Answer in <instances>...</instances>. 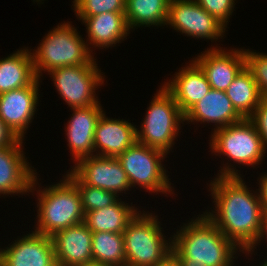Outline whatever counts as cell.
<instances>
[{
  "mask_svg": "<svg viewBox=\"0 0 267 266\" xmlns=\"http://www.w3.org/2000/svg\"><path fill=\"white\" fill-rule=\"evenodd\" d=\"M244 179L211 178L207 185L214 206L211 211L202 212L241 251L249 249L257 240L264 212L258 190H250Z\"/></svg>",
  "mask_w": 267,
  "mask_h": 266,
  "instance_id": "1",
  "label": "cell"
},
{
  "mask_svg": "<svg viewBox=\"0 0 267 266\" xmlns=\"http://www.w3.org/2000/svg\"><path fill=\"white\" fill-rule=\"evenodd\" d=\"M180 226L171 233L172 259L178 266H233L241 256L242 251L204 213Z\"/></svg>",
  "mask_w": 267,
  "mask_h": 266,
  "instance_id": "2",
  "label": "cell"
},
{
  "mask_svg": "<svg viewBox=\"0 0 267 266\" xmlns=\"http://www.w3.org/2000/svg\"><path fill=\"white\" fill-rule=\"evenodd\" d=\"M38 175L36 173L34 176L30 189V193L37 196V224L34 225V231L52 236L57 231L84 222V212L77 187L63 175L59 182L44 188L38 182L40 181Z\"/></svg>",
  "mask_w": 267,
  "mask_h": 266,
  "instance_id": "3",
  "label": "cell"
},
{
  "mask_svg": "<svg viewBox=\"0 0 267 266\" xmlns=\"http://www.w3.org/2000/svg\"><path fill=\"white\" fill-rule=\"evenodd\" d=\"M209 142L211 154L219 158L224 155L228 160L224 164V159H221L223 163L218 174H214L215 177H244L236 166L240 165L238 167L241 168L245 165L255 169L263 163L267 153L255 124L249 118L211 131Z\"/></svg>",
  "mask_w": 267,
  "mask_h": 266,
  "instance_id": "4",
  "label": "cell"
},
{
  "mask_svg": "<svg viewBox=\"0 0 267 266\" xmlns=\"http://www.w3.org/2000/svg\"><path fill=\"white\" fill-rule=\"evenodd\" d=\"M40 41L37 48H30L33 68L39 79L43 78V73L63 66L98 63L86 40L69 21L57 24Z\"/></svg>",
  "mask_w": 267,
  "mask_h": 266,
  "instance_id": "5",
  "label": "cell"
},
{
  "mask_svg": "<svg viewBox=\"0 0 267 266\" xmlns=\"http://www.w3.org/2000/svg\"><path fill=\"white\" fill-rule=\"evenodd\" d=\"M158 217L140 211L124 230L126 266H162L172 258V235L166 238Z\"/></svg>",
  "mask_w": 267,
  "mask_h": 266,
  "instance_id": "6",
  "label": "cell"
},
{
  "mask_svg": "<svg viewBox=\"0 0 267 266\" xmlns=\"http://www.w3.org/2000/svg\"><path fill=\"white\" fill-rule=\"evenodd\" d=\"M153 95L141 126L136 128L137 141L168 155L182 132L185 115L162 84Z\"/></svg>",
  "mask_w": 267,
  "mask_h": 266,
  "instance_id": "7",
  "label": "cell"
},
{
  "mask_svg": "<svg viewBox=\"0 0 267 266\" xmlns=\"http://www.w3.org/2000/svg\"><path fill=\"white\" fill-rule=\"evenodd\" d=\"M165 158L167 154L163 151L138 141L117 157L127 174L131 188L138 186L146 190L145 192L149 191V195L161 193L168 197L170 194L173 198L175 186L172 187L168 170L164 167Z\"/></svg>",
  "mask_w": 267,
  "mask_h": 266,
  "instance_id": "8",
  "label": "cell"
},
{
  "mask_svg": "<svg viewBox=\"0 0 267 266\" xmlns=\"http://www.w3.org/2000/svg\"><path fill=\"white\" fill-rule=\"evenodd\" d=\"M98 67V64L63 66L51 70L48 74L60 95L59 98L62 97L65 104L72 109L100 102L96 91L104 87L106 79Z\"/></svg>",
  "mask_w": 267,
  "mask_h": 266,
  "instance_id": "9",
  "label": "cell"
},
{
  "mask_svg": "<svg viewBox=\"0 0 267 266\" xmlns=\"http://www.w3.org/2000/svg\"><path fill=\"white\" fill-rule=\"evenodd\" d=\"M196 39L222 41L226 27L194 0H170L166 26ZM222 39V40H220Z\"/></svg>",
  "mask_w": 267,
  "mask_h": 266,
  "instance_id": "10",
  "label": "cell"
},
{
  "mask_svg": "<svg viewBox=\"0 0 267 266\" xmlns=\"http://www.w3.org/2000/svg\"><path fill=\"white\" fill-rule=\"evenodd\" d=\"M69 170L83 184L112 191L118 196L128 194V191L132 189L127 174L116 157L98 155L84 157Z\"/></svg>",
  "mask_w": 267,
  "mask_h": 266,
  "instance_id": "11",
  "label": "cell"
},
{
  "mask_svg": "<svg viewBox=\"0 0 267 266\" xmlns=\"http://www.w3.org/2000/svg\"><path fill=\"white\" fill-rule=\"evenodd\" d=\"M41 82L37 78L29 86L0 94V118L19 139H25L37 114Z\"/></svg>",
  "mask_w": 267,
  "mask_h": 266,
  "instance_id": "12",
  "label": "cell"
},
{
  "mask_svg": "<svg viewBox=\"0 0 267 266\" xmlns=\"http://www.w3.org/2000/svg\"><path fill=\"white\" fill-rule=\"evenodd\" d=\"M23 143L20 139L14 145L0 147V197L30 194L37 170L27 160Z\"/></svg>",
  "mask_w": 267,
  "mask_h": 266,
  "instance_id": "13",
  "label": "cell"
},
{
  "mask_svg": "<svg viewBox=\"0 0 267 266\" xmlns=\"http://www.w3.org/2000/svg\"><path fill=\"white\" fill-rule=\"evenodd\" d=\"M211 45L193 59L204 71L212 89L225 91L245 67L244 47L223 48ZM223 48V49H222Z\"/></svg>",
  "mask_w": 267,
  "mask_h": 266,
  "instance_id": "14",
  "label": "cell"
},
{
  "mask_svg": "<svg viewBox=\"0 0 267 266\" xmlns=\"http://www.w3.org/2000/svg\"><path fill=\"white\" fill-rule=\"evenodd\" d=\"M30 232L0 248V266H57L51 236Z\"/></svg>",
  "mask_w": 267,
  "mask_h": 266,
  "instance_id": "15",
  "label": "cell"
},
{
  "mask_svg": "<svg viewBox=\"0 0 267 266\" xmlns=\"http://www.w3.org/2000/svg\"><path fill=\"white\" fill-rule=\"evenodd\" d=\"M71 118L65 125L67 146L75 164L84 157L94 155V131L104 112L101 102L86 107L72 108Z\"/></svg>",
  "mask_w": 267,
  "mask_h": 266,
  "instance_id": "16",
  "label": "cell"
},
{
  "mask_svg": "<svg viewBox=\"0 0 267 266\" xmlns=\"http://www.w3.org/2000/svg\"><path fill=\"white\" fill-rule=\"evenodd\" d=\"M57 266H81L93 262L92 231L84 222L52 236Z\"/></svg>",
  "mask_w": 267,
  "mask_h": 266,
  "instance_id": "17",
  "label": "cell"
},
{
  "mask_svg": "<svg viewBox=\"0 0 267 266\" xmlns=\"http://www.w3.org/2000/svg\"><path fill=\"white\" fill-rule=\"evenodd\" d=\"M189 61L174 73L172 79L162 83L184 115L211 90L204 71L193 59Z\"/></svg>",
  "mask_w": 267,
  "mask_h": 266,
  "instance_id": "18",
  "label": "cell"
},
{
  "mask_svg": "<svg viewBox=\"0 0 267 266\" xmlns=\"http://www.w3.org/2000/svg\"><path fill=\"white\" fill-rule=\"evenodd\" d=\"M136 126L126 119L110 118L104 111L94 131V155L117 158L137 141Z\"/></svg>",
  "mask_w": 267,
  "mask_h": 266,
  "instance_id": "19",
  "label": "cell"
},
{
  "mask_svg": "<svg viewBox=\"0 0 267 266\" xmlns=\"http://www.w3.org/2000/svg\"><path fill=\"white\" fill-rule=\"evenodd\" d=\"M77 19L86 27V42L92 53L96 48L116 47L131 33L125 13L106 12L95 16H78Z\"/></svg>",
  "mask_w": 267,
  "mask_h": 266,
  "instance_id": "20",
  "label": "cell"
},
{
  "mask_svg": "<svg viewBox=\"0 0 267 266\" xmlns=\"http://www.w3.org/2000/svg\"><path fill=\"white\" fill-rule=\"evenodd\" d=\"M244 118L236 111L225 91L212 89L186 114L187 124H213L216 130L242 121Z\"/></svg>",
  "mask_w": 267,
  "mask_h": 266,
  "instance_id": "21",
  "label": "cell"
},
{
  "mask_svg": "<svg viewBox=\"0 0 267 266\" xmlns=\"http://www.w3.org/2000/svg\"><path fill=\"white\" fill-rule=\"evenodd\" d=\"M37 79L29 47L0 59V94L31 85Z\"/></svg>",
  "mask_w": 267,
  "mask_h": 266,
  "instance_id": "22",
  "label": "cell"
},
{
  "mask_svg": "<svg viewBox=\"0 0 267 266\" xmlns=\"http://www.w3.org/2000/svg\"><path fill=\"white\" fill-rule=\"evenodd\" d=\"M141 210L121 198L113 205L84 215V223L92 232L123 233Z\"/></svg>",
  "mask_w": 267,
  "mask_h": 266,
  "instance_id": "23",
  "label": "cell"
},
{
  "mask_svg": "<svg viewBox=\"0 0 267 266\" xmlns=\"http://www.w3.org/2000/svg\"><path fill=\"white\" fill-rule=\"evenodd\" d=\"M170 0H126L125 17L129 29L166 25Z\"/></svg>",
  "mask_w": 267,
  "mask_h": 266,
  "instance_id": "24",
  "label": "cell"
},
{
  "mask_svg": "<svg viewBox=\"0 0 267 266\" xmlns=\"http://www.w3.org/2000/svg\"><path fill=\"white\" fill-rule=\"evenodd\" d=\"M225 93L243 118H250L262 101L255 79L245 67L235 77Z\"/></svg>",
  "mask_w": 267,
  "mask_h": 266,
  "instance_id": "25",
  "label": "cell"
},
{
  "mask_svg": "<svg viewBox=\"0 0 267 266\" xmlns=\"http://www.w3.org/2000/svg\"><path fill=\"white\" fill-rule=\"evenodd\" d=\"M93 262L107 266H126L123 233L92 232Z\"/></svg>",
  "mask_w": 267,
  "mask_h": 266,
  "instance_id": "26",
  "label": "cell"
},
{
  "mask_svg": "<svg viewBox=\"0 0 267 266\" xmlns=\"http://www.w3.org/2000/svg\"><path fill=\"white\" fill-rule=\"evenodd\" d=\"M78 189L84 215L115 204L121 197L112 191L83 184L70 170L65 175Z\"/></svg>",
  "mask_w": 267,
  "mask_h": 266,
  "instance_id": "27",
  "label": "cell"
},
{
  "mask_svg": "<svg viewBox=\"0 0 267 266\" xmlns=\"http://www.w3.org/2000/svg\"><path fill=\"white\" fill-rule=\"evenodd\" d=\"M125 3L126 0H75L72 9L76 17L95 16L106 12L125 13Z\"/></svg>",
  "mask_w": 267,
  "mask_h": 266,
  "instance_id": "28",
  "label": "cell"
},
{
  "mask_svg": "<svg viewBox=\"0 0 267 266\" xmlns=\"http://www.w3.org/2000/svg\"><path fill=\"white\" fill-rule=\"evenodd\" d=\"M245 68L255 79L262 99L267 100V54L244 49Z\"/></svg>",
  "mask_w": 267,
  "mask_h": 266,
  "instance_id": "29",
  "label": "cell"
},
{
  "mask_svg": "<svg viewBox=\"0 0 267 266\" xmlns=\"http://www.w3.org/2000/svg\"><path fill=\"white\" fill-rule=\"evenodd\" d=\"M205 11L215 17L226 28L230 22V18L235 11L236 0H194Z\"/></svg>",
  "mask_w": 267,
  "mask_h": 266,
  "instance_id": "30",
  "label": "cell"
},
{
  "mask_svg": "<svg viewBox=\"0 0 267 266\" xmlns=\"http://www.w3.org/2000/svg\"><path fill=\"white\" fill-rule=\"evenodd\" d=\"M249 119L255 124L261 136L263 147L267 151V100L262 99Z\"/></svg>",
  "mask_w": 267,
  "mask_h": 266,
  "instance_id": "31",
  "label": "cell"
},
{
  "mask_svg": "<svg viewBox=\"0 0 267 266\" xmlns=\"http://www.w3.org/2000/svg\"><path fill=\"white\" fill-rule=\"evenodd\" d=\"M262 241H267V210H264V212H263L261 230H260V233H259L257 240L249 249L242 251V253L245 254V257L250 256L252 258L251 255H253V254L255 256L257 253H255L254 251H255V249L257 250L256 247L258 245H262L261 244Z\"/></svg>",
  "mask_w": 267,
  "mask_h": 266,
  "instance_id": "32",
  "label": "cell"
},
{
  "mask_svg": "<svg viewBox=\"0 0 267 266\" xmlns=\"http://www.w3.org/2000/svg\"><path fill=\"white\" fill-rule=\"evenodd\" d=\"M20 139L0 118V147L16 144Z\"/></svg>",
  "mask_w": 267,
  "mask_h": 266,
  "instance_id": "33",
  "label": "cell"
},
{
  "mask_svg": "<svg viewBox=\"0 0 267 266\" xmlns=\"http://www.w3.org/2000/svg\"><path fill=\"white\" fill-rule=\"evenodd\" d=\"M259 197L264 210H267V173L264 172L257 178Z\"/></svg>",
  "mask_w": 267,
  "mask_h": 266,
  "instance_id": "34",
  "label": "cell"
},
{
  "mask_svg": "<svg viewBox=\"0 0 267 266\" xmlns=\"http://www.w3.org/2000/svg\"><path fill=\"white\" fill-rule=\"evenodd\" d=\"M162 266H178L175 261L171 258L166 264Z\"/></svg>",
  "mask_w": 267,
  "mask_h": 266,
  "instance_id": "35",
  "label": "cell"
},
{
  "mask_svg": "<svg viewBox=\"0 0 267 266\" xmlns=\"http://www.w3.org/2000/svg\"><path fill=\"white\" fill-rule=\"evenodd\" d=\"M81 266H107V265L92 262V263H88V264L81 265Z\"/></svg>",
  "mask_w": 267,
  "mask_h": 266,
  "instance_id": "36",
  "label": "cell"
},
{
  "mask_svg": "<svg viewBox=\"0 0 267 266\" xmlns=\"http://www.w3.org/2000/svg\"><path fill=\"white\" fill-rule=\"evenodd\" d=\"M257 266H267V256H266V259L264 258L263 262L260 263L259 265Z\"/></svg>",
  "mask_w": 267,
  "mask_h": 266,
  "instance_id": "37",
  "label": "cell"
},
{
  "mask_svg": "<svg viewBox=\"0 0 267 266\" xmlns=\"http://www.w3.org/2000/svg\"><path fill=\"white\" fill-rule=\"evenodd\" d=\"M42 1H44V0H33L34 3L37 2V4H39V5L42 3Z\"/></svg>",
  "mask_w": 267,
  "mask_h": 266,
  "instance_id": "38",
  "label": "cell"
}]
</instances>
